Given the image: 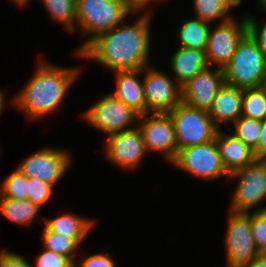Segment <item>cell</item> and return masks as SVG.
Returning a JSON list of instances; mask_svg holds the SVG:
<instances>
[{"mask_svg":"<svg viewBox=\"0 0 266 267\" xmlns=\"http://www.w3.org/2000/svg\"><path fill=\"white\" fill-rule=\"evenodd\" d=\"M232 132L244 144L250 146L253 150L257 147L260 133L261 121L241 116L233 123Z\"/></svg>","mask_w":266,"mask_h":267,"instance_id":"cell-28","label":"cell"},{"mask_svg":"<svg viewBox=\"0 0 266 267\" xmlns=\"http://www.w3.org/2000/svg\"><path fill=\"white\" fill-rule=\"evenodd\" d=\"M41 208L28 199L0 198V215L19 226L31 227ZM37 218V219H36Z\"/></svg>","mask_w":266,"mask_h":267,"instance_id":"cell-21","label":"cell"},{"mask_svg":"<svg viewBox=\"0 0 266 267\" xmlns=\"http://www.w3.org/2000/svg\"><path fill=\"white\" fill-rule=\"evenodd\" d=\"M115 89L109 92L112 96L122 101L126 106L135 111L139 116L146 114V101L142 69L133 71H116Z\"/></svg>","mask_w":266,"mask_h":267,"instance_id":"cell-16","label":"cell"},{"mask_svg":"<svg viewBox=\"0 0 266 267\" xmlns=\"http://www.w3.org/2000/svg\"><path fill=\"white\" fill-rule=\"evenodd\" d=\"M44 220L45 226L54 233H58L67 238L73 239L80 247L87 239L95 227L96 220L85 217L75 212H65L52 219L47 217L41 218Z\"/></svg>","mask_w":266,"mask_h":267,"instance_id":"cell-20","label":"cell"},{"mask_svg":"<svg viewBox=\"0 0 266 267\" xmlns=\"http://www.w3.org/2000/svg\"><path fill=\"white\" fill-rule=\"evenodd\" d=\"M146 152L160 153L166 163L170 164L176 157L178 148L174 125L167 113H148L138 118Z\"/></svg>","mask_w":266,"mask_h":267,"instance_id":"cell-13","label":"cell"},{"mask_svg":"<svg viewBox=\"0 0 266 267\" xmlns=\"http://www.w3.org/2000/svg\"><path fill=\"white\" fill-rule=\"evenodd\" d=\"M81 116L90 126L106 134L105 136L135 128L139 118L135 111L110 93L101 96Z\"/></svg>","mask_w":266,"mask_h":267,"instance_id":"cell-9","label":"cell"},{"mask_svg":"<svg viewBox=\"0 0 266 267\" xmlns=\"http://www.w3.org/2000/svg\"><path fill=\"white\" fill-rule=\"evenodd\" d=\"M10 1H12V2H14V4L15 5H17V6H26V5H28V3L31 1V0H10Z\"/></svg>","mask_w":266,"mask_h":267,"instance_id":"cell-40","label":"cell"},{"mask_svg":"<svg viewBox=\"0 0 266 267\" xmlns=\"http://www.w3.org/2000/svg\"><path fill=\"white\" fill-rule=\"evenodd\" d=\"M38 60L32 77L9 100L10 105L17 107L29 122L46 118L56 112L64 103L74 82L83 73L82 66L62 67L43 58Z\"/></svg>","mask_w":266,"mask_h":267,"instance_id":"cell-2","label":"cell"},{"mask_svg":"<svg viewBox=\"0 0 266 267\" xmlns=\"http://www.w3.org/2000/svg\"><path fill=\"white\" fill-rule=\"evenodd\" d=\"M265 68L266 55L246 34L223 68L225 83L241 89L260 87Z\"/></svg>","mask_w":266,"mask_h":267,"instance_id":"cell-5","label":"cell"},{"mask_svg":"<svg viewBox=\"0 0 266 267\" xmlns=\"http://www.w3.org/2000/svg\"><path fill=\"white\" fill-rule=\"evenodd\" d=\"M69 267H76L73 263Z\"/></svg>","mask_w":266,"mask_h":267,"instance_id":"cell-44","label":"cell"},{"mask_svg":"<svg viewBox=\"0 0 266 267\" xmlns=\"http://www.w3.org/2000/svg\"><path fill=\"white\" fill-rule=\"evenodd\" d=\"M242 95L243 89L226 83L219 89L208 112L219 129L222 124L230 126L241 117Z\"/></svg>","mask_w":266,"mask_h":267,"instance_id":"cell-18","label":"cell"},{"mask_svg":"<svg viewBox=\"0 0 266 267\" xmlns=\"http://www.w3.org/2000/svg\"><path fill=\"white\" fill-rule=\"evenodd\" d=\"M77 18L75 31L85 38L75 50L79 52L96 35L112 30L134 14L126 0H76Z\"/></svg>","mask_w":266,"mask_h":267,"instance_id":"cell-3","label":"cell"},{"mask_svg":"<svg viewBox=\"0 0 266 267\" xmlns=\"http://www.w3.org/2000/svg\"><path fill=\"white\" fill-rule=\"evenodd\" d=\"M254 153L257 159H263L266 156V118L261 121L260 138Z\"/></svg>","mask_w":266,"mask_h":267,"instance_id":"cell-36","label":"cell"},{"mask_svg":"<svg viewBox=\"0 0 266 267\" xmlns=\"http://www.w3.org/2000/svg\"><path fill=\"white\" fill-rule=\"evenodd\" d=\"M167 114L174 125L178 150L210 142L216 137L219 128L207 111L180 102Z\"/></svg>","mask_w":266,"mask_h":267,"instance_id":"cell-6","label":"cell"},{"mask_svg":"<svg viewBox=\"0 0 266 267\" xmlns=\"http://www.w3.org/2000/svg\"><path fill=\"white\" fill-rule=\"evenodd\" d=\"M260 87L266 92V68L263 74V79H262Z\"/></svg>","mask_w":266,"mask_h":267,"instance_id":"cell-42","label":"cell"},{"mask_svg":"<svg viewBox=\"0 0 266 267\" xmlns=\"http://www.w3.org/2000/svg\"><path fill=\"white\" fill-rule=\"evenodd\" d=\"M262 255L266 256V247L260 252Z\"/></svg>","mask_w":266,"mask_h":267,"instance_id":"cell-43","label":"cell"},{"mask_svg":"<svg viewBox=\"0 0 266 267\" xmlns=\"http://www.w3.org/2000/svg\"><path fill=\"white\" fill-rule=\"evenodd\" d=\"M136 21L125 20L112 30L90 40L75 56L95 61L111 73L140 70L150 65L153 14L138 13Z\"/></svg>","mask_w":266,"mask_h":267,"instance_id":"cell-1","label":"cell"},{"mask_svg":"<svg viewBox=\"0 0 266 267\" xmlns=\"http://www.w3.org/2000/svg\"><path fill=\"white\" fill-rule=\"evenodd\" d=\"M233 17L228 21L216 23L210 27L205 49L206 59L210 67L224 68L234 55L238 43L247 34L246 16L241 20Z\"/></svg>","mask_w":266,"mask_h":267,"instance_id":"cell-12","label":"cell"},{"mask_svg":"<svg viewBox=\"0 0 266 267\" xmlns=\"http://www.w3.org/2000/svg\"><path fill=\"white\" fill-rule=\"evenodd\" d=\"M187 175L206 181L219 180L222 177L229 181L216 140L180 149L175 159L170 163Z\"/></svg>","mask_w":266,"mask_h":267,"instance_id":"cell-7","label":"cell"},{"mask_svg":"<svg viewBox=\"0 0 266 267\" xmlns=\"http://www.w3.org/2000/svg\"><path fill=\"white\" fill-rule=\"evenodd\" d=\"M73 262L66 256L43 248L33 261L34 267H69Z\"/></svg>","mask_w":266,"mask_h":267,"instance_id":"cell-32","label":"cell"},{"mask_svg":"<svg viewBox=\"0 0 266 267\" xmlns=\"http://www.w3.org/2000/svg\"><path fill=\"white\" fill-rule=\"evenodd\" d=\"M142 73L146 114L169 113L182 102L181 86L172 76L151 65L144 67Z\"/></svg>","mask_w":266,"mask_h":267,"instance_id":"cell-11","label":"cell"},{"mask_svg":"<svg viewBox=\"0 0 266 267\" xmlns=\"http://www.w3.org/2000/svg\"><path fill=\"white\" fill-rule=\"evenodd\" d=\"M223 239L226 267H243L259 256L251 228V212L229 210Z\"/></svg>","mask_w":266,"mask_h":267,"instance_id":"cell-8","label":"cell"},{"mask_svg":"<svg viewBox=\"0 0 266 267\" xmlns=\"http://www.w3.org/2000/svg\"><path fill=\"white\" fill-rule=\"evenodd\" d=\"M243 267H266V256L260 253L258 257Z\"/></svg>","mask_w":266,"mask_h":267,"instance_id":"cell-37","label":"cell"},{"mask_svg":"<svg viewBox=\"0 0 266 267\" xmlns=\"http://www.w3.org/2000/svg\"><path fill=\"white\" fill-rule=\"evenodd\" d=\"M227 6L232 10H234V8L239 7L240 5H242V0H223Z\"/></svg>","mask_w":266,"mask_h":267,"instance_id":"cell-38","label":"cell"},{"mask_svg":"<svg viewBox=\"0 0 266 267\" xmlns=\"http://www.w3.org/2000/svg\"><path fill=\"white\" fill-rule=\"evenodd\" d=\"M224 83L223 69L209 66L181 86L182 102L193 108L209 112Z\"/></svg>","mask_w":266,"mask_h":267,"instance_id":"cell-15","label":"cell"},{"mask_svg":"<svg viewBox=\"0 0 266 267\" xmlns=\"http://www.w3.org/2000/svg\"><path fill=\"white\" fill-rule=\"evenodd\" d=\"M241 116L258 121L266 118V92L261 87L243 89Z\"/></svg>","mask_w":266,"mask_h":267,"instance_id":"cell-25","label":"cell"},{"mask_svg":"<svg viewBox=\"0 0 266 267\" xmlns=\"http://www.w3.org/2000/svg\"><path fill=\"white\" fill-rule=\"evenodd\" d=\"M53 188V185L42 182L37 178H28L27 199L41 208L53 198Z\"/></svg>","mask_w":266,"mask_h":267,"instance_id":"cell-29","label":"cell"},{"mask_svg":"<svg viewBox=\"0 0 266 267\" xmlns=\"http://www.w3.org/2000/svg\"><path fill=\"white\" fill-rule=\"evenodd\" d=\"M155 1L157 2L156 4L163 2V1L168 2V0H126L129 9L134 14H137V13H151V14H153L154 10H152L153 8L150 7V5H152V3Z\"/></svg>","mask_w":266,"mask_h":267,"instance_id":"cell-35","label":"cell"},{"mask_svg":"<svg viewBox=\"0 0 266 267\" xmlns=\"http://www.w3.org/2000/svg\"><path fill=\"white\" fill-rule=\"evenodd\" d=\"M245 16L247 34L256 43L257 47L266 55V19L263 23H259L258 20L250 14L247 13Z\"/></svg>","mask_w":266,"mask_h":267,"instance_id":"cell-31","label":"cell"},{"mask_svg":"<svg viewBox=\"0 0 266 267\" xmlns=\"http://www.w3.org/2000/svg\"><path fill=\"white\" fill-rule=\"evenodd\" d=\"M51 19L60 23L69 34L75 32L77 9L76 0H40Z\"/></svg>","mask_w":266,"mask_h":267,"instance_id":"cell-23","label":"cell"},{"mask_svg":"<svg viewBox=\"0 0 266 267\" xmlns=\"http://www.w3.org/2000/svg\"><path fill=\"white\" fill-rule=\"evenodd\" d=\"M251 228L255 245L261 252L266 247V211L251 212Z\"/></svg>","mask_w":266,"mask_h":267,"instance_id":"cell-30","label":"cell"},{"mask_svg":"<svg viewBox=\"0 0 266 267\" xmlns=\"http://www.w3.org/2000/svg\"><path fill=\"white\" fill-rule=\"evenodd\" d=\"M220 128L217 131L215 140L219 149L220 158L226 171L232 172L244 168L253 163L257 158L254 150L244 144L232 132L226 133Z\"/></svg>","mask_w":266,"mask_h":267,"instance_id":"cell-17","label":"cell"},{"mask_svg":"<svg viewBox=\"0 0 266 267\" xmlns=\"http://www.w3.org/2000/svg\"><path fill=\"white\" fill-rule=\"evenodd\" d=\"M116 261L112 258L108 252L94 253L84 257L81 261L77 258L74 260L73 264L76 267H116Z\"/></svg>","mask_w":266,"mask_h":267,"instance_id":"cell-33","label":"cell"},{"mask_svg":"<svg viewBox=\"0 0 266 267\" xmlns=\"http://www.w3.org/2000/svg\"><path fill=\"white\" fill-rule=\"evenodd\" d=\"M103 142L107 159L112 165L123 170H134L148 154L138 126L108 135Z\"/></svg>","mask_w":266,"mask_h":267,"instance_id":"cell-14","label":"cell"},{"mask_svg":"<svg viewBox=\"0 0 266 267\" xmlns=\"http://www.w3.org/2000/svg\"><path fill=\"white\" fill-rule=\"evenodd\" d=\"M211 24L198 18H190L177 29L179 47L205 51Z\"/></svg>","mask_w":266,"mask_h":267,"instance_id":"cell-22","label":"cell"},{"mask_svg":"<svg viewBox=\"0 0 266 267\" xmlns=\"http://www.w3.org/2000/svg\"><path fill=\"white\" fill-rule=\"evenodd\" d=\"M40 236L44 249L66 256L74 262L80 246L73 239L51 232L45 225Z\"/></svg>","mask_w":266,"mask_h":267,"instance_id":"cell-26","label":"cell"},{"mask_svg":"<svg viewBox=\"0 0 266 267\" xmlns=\"http://www.w3.org/2000/svg\"><path fill=\"white\" fill-rule=\"evenodd\" d=\"M176 49L169 63L172 69L171 76L180 86L209 67L205 51L179 46Z\"/></svg>","mask_w":266,"mask_h":267,"instance_id":"cell-19","label":"cell"},{"mask_svg":"<svg viewBox=\"0 0 266 267\" xmlns=\"http://www.w3.org/2000/svg\"><path fill=\"white\" fill-rule=\"evenodd\" d=\"M0 267H34L22 255L13 253L8 249L0 250Z\"/></svg>","mask_w":266,"mask_h":267,"instance_id":"cell-34","label":"cell"},{"mask_svg":"<svg viewBox=\"0 0 266 267\" xmlns=\"http://www.w3.org/2000/svg\"><path fill=\"white\" fill-rule=\"evenodd\" d=\"M72 161L69 150L57 146H43L21 160L16 169L28 178H37L56 186L71 168Z\"/></svg>","mask_w":266,"mask_h":267,"instance_id":"cell-10","label":"cell"},{"mask_svg":"<svg viewBox=\"0 0 266 267\" xmlns=\"http://www.w3.org/2000/svg\"><path fill=\"white\" fill-rule=\"evenodd\" d=\"M257 3V7H259L258 9L261 10V12H266V0H257Z\"/></svg>","mask_w":266,"mask_h":267,"instance_id":"cell-41","label":"cell"},{"mask_svg":"<svg viewBox=\"0 0 266 267\" xmlns=\"http://www.w3.org/2000/svg\"><path fill=\"white\" fill-rule=\"evenodd\" d=\"M195 18L209 24L222 23L234 17L223 0H193Z\"/></svg>","mask_w":266,"mask_h":267,"instance_id":"cell-24","label":"cell"},{"mask_svg":"<svg viewBox=\"0 0 266 267\" xmlns=\"http://www.w3.org/2000/svg\"><path fill=\"white\" fill-rule=\"evenodd\" d=\"M5 95L6 94L3 92V90L0 89V118L2 116L3 110H4L5 105H6L5 101H7V100H5L6 99Z\"/></svg>","mask_w":266,"mask_h":267,"instance_id":"cell-39","label":"cell"},{"mask_svg":"<svg viewBox=\"0 0 266 267\" xmlns=\"http://www.w3.org/2000/svg\"><path fill=\"white\" fill-rule=\"evenodd\" d=\"M27 193L28 177L16 168L0 181V198L27 199Z\"/></svg>","mask_w":266,"mask_h":267,"instance_id":"cell-27","label":"cell"},{"mask_svg":"<svg viewBox=\"0 0 266 267\" xmlns=\"http://www.w3.org/2000/svg\"><path fill=\"white\" fill-rule=\"evenodd\" d=\"M228 180L237 181L230 198L229 210L266 211V206H262L266 201V162L263 159H256L244 168L232 172Z\"/></svg>","mask_w":266,"mask_h":267,"instance_id":"cell-4","label":"cell"}]
</instances>
